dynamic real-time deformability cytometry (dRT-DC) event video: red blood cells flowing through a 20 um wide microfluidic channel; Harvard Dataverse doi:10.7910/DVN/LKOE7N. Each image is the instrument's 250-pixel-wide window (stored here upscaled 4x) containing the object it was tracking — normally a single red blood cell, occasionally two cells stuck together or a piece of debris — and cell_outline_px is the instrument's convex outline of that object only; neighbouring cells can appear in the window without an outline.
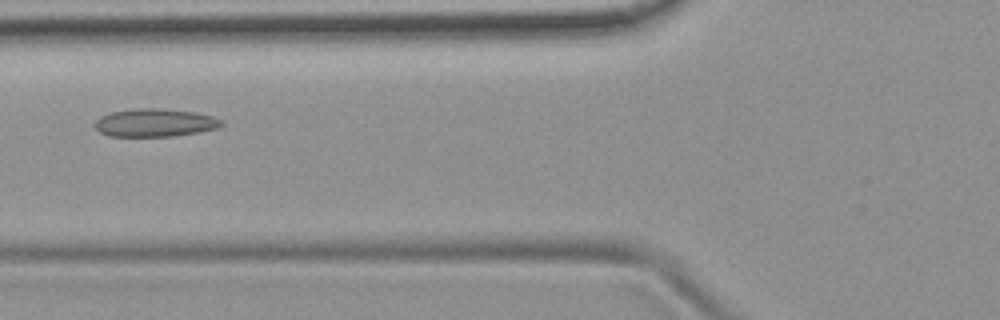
{"species": "common noctule bat (a hibernating species)", "species_latin": "Nyctalus noctula", "temperature_condition": "room temperature", "stored_images_in_passage": 5, "camera_frame_rate_fps": 3000, "um_per_image_px": 0.085, "animal": {"sex": "female", "body_mass_g": 19.9}, "frame": {"image": 1, "passage_image": 5, "time_ms": 4.667, "image_size_px": [1000, 320], "cell_outline_px": [[224, 124], [220, 128], [172, 136], [108, 136], [100, 132], [92, 124], [100, 116], [112, 112], [136, 108], [160, 108], [196, 112], [212, 116], [224, 120]], "centroid_in_image_um": [13.18, 10.42], "position_along_channel_um": 112.6, "area_um2": 20.81}}